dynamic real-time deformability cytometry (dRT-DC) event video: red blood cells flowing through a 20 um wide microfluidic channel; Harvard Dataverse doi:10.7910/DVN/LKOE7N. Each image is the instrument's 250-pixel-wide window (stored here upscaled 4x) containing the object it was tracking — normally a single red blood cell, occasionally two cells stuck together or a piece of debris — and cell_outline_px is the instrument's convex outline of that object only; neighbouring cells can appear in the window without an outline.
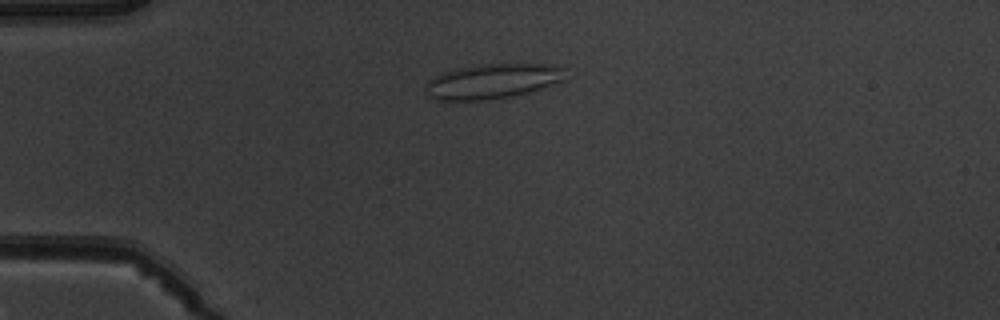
{"species": "common noctule bat (a hibernating species)", "species_latin": "Nyctalus noctula", "temperature_condition": "warm", "stored_images_in_passage": 8, "camera_frame_rate_fps": 3000, "um_per_image_px": 0.085, "animal": {"sex": "male", "body_mass_g": 19.5, "forearm_length_mm": 54.6}, "frame": {"image": 1, "passage_image": 3, "time_ms": 3.333, "image_size_px": [1000, 320], "cell_outline_px": [[564, 80], [528, 92], [512, 96], [484, 100], [436, 100], [428, 96], [424, 88], [428, 80], [440, 72], [456, 68], [476, 64], [548, 64], [564, 68]], "centroid_in_image_um": [41.79, 6.9], "position_along_channel_um": 43.2, "area_um2": 28.5}}
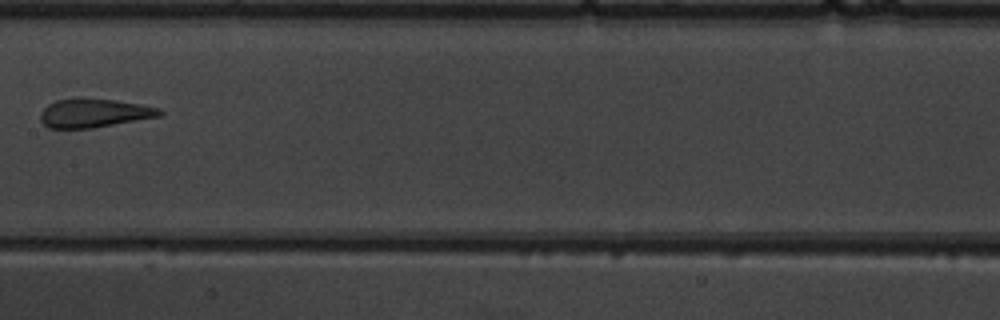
{"frame": {"image": 2, "passage_image": 7, "time_ms": 8.0, "image_size_px": [1000, 320], "cell_outline_px": [[164, 112], [160, 116], [92, 128], [48, 128], [40, 120], [40, 112], [48, 104], [56, 100], [76, 96], [84, 96], [140, 104], [160, 108]], "centroid_in_image_um": [7.95, 9.58], "position_along_channel_um": 199.4, "area_um2": 20.29}}
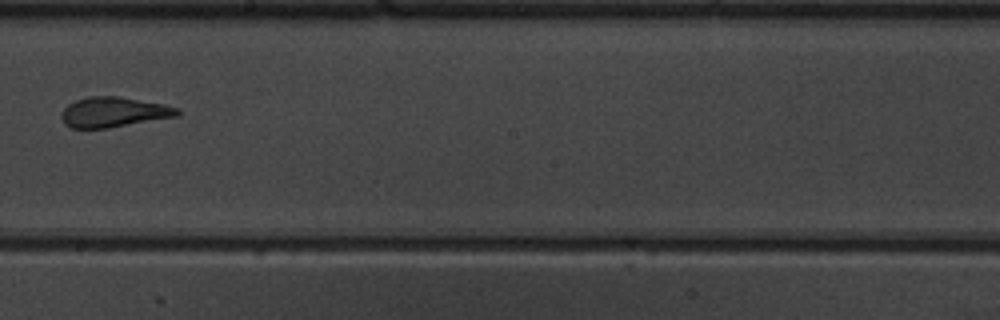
{"frame": {"image": 3, "passage_image": 8, "time_ms": 9.0, "image_size_px": [1000, 320], "cell_outline_px": [[180, 116], [108, 128], [72, 128], [64, 124], [60, 116], [64, 108], [68, 104], [76, 100], [88, 96], [116, 96], [164, 104], [180, 108]], "centroid_in_image_um": [9.68, 9.53], "position_along_channel_um": 238.5, "area_um2": 20.46}}